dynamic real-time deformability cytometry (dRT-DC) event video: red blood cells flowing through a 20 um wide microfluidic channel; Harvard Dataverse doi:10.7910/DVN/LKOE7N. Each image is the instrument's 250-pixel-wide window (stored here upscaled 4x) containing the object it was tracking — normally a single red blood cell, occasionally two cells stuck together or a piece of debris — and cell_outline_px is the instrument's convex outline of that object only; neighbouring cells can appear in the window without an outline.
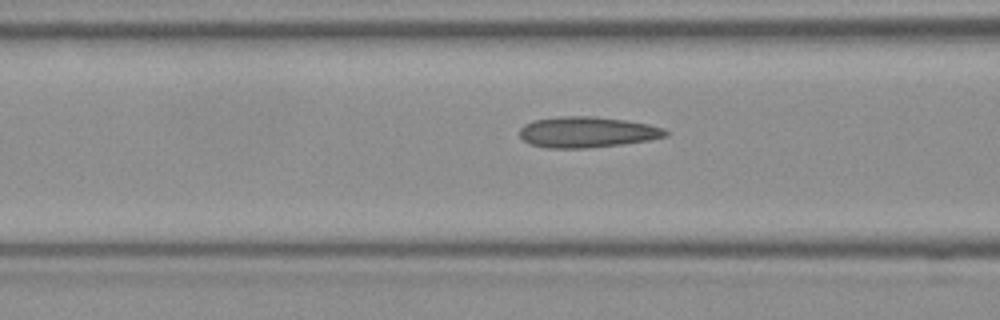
{"species": "Egyptian fruit bat (a non-hibernating species)", "species_latin": "Rousettus aegyptiacus", "temperature_condition": "room temperature", "stored_images_in_passage": 13, "camera_frame_rate_fps": 3000, "um_per_image_px": 0.085, "frame": {"image": 1, "passage_image": 4, "time_ms": 1.0, "image_size_px": [1000, 320], "cell_outline_px": [[668, 136], [648, 140], [624, 144], [588, 148], [548, 148], [532, 144], [524, 140], [520, 136], [520, 128], [524, 124], [536, 120], [564, 116], [592, 116], [624, 120], [648, 124], [664, 128], [668, 132]], "centroid_in_image_um": [49.93, 11.23], "position_along_channel_um": 116.7, "area_um2": 26.07}}
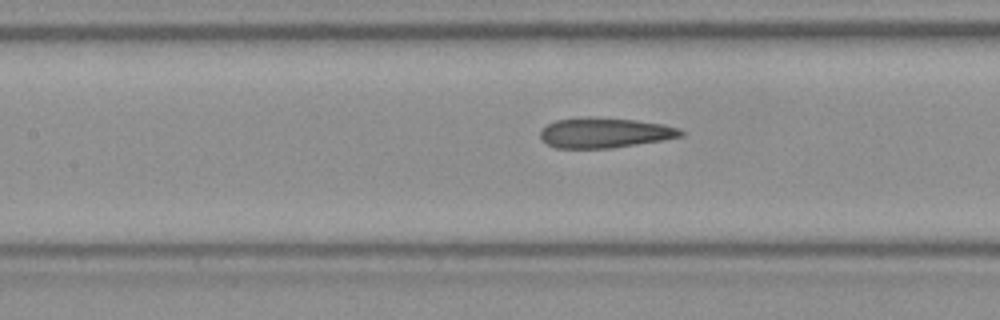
{"frame": {"image": 2, "passage_image": 7, "time_ms": 2.0, "image_size_px": [1000, 320], "cell_outline_px": [[684, 136], [612, 148], [556, 148], [540, 140], [540, 132], [548, 124], [556, 120], [588, 116], [636, 120], [664, 124], [680, 128], [684, 132]], "centroid_in_image_um": [51.4, 11.28], "position_along_channel_um": 156.0, "area_um2": 24.74}}
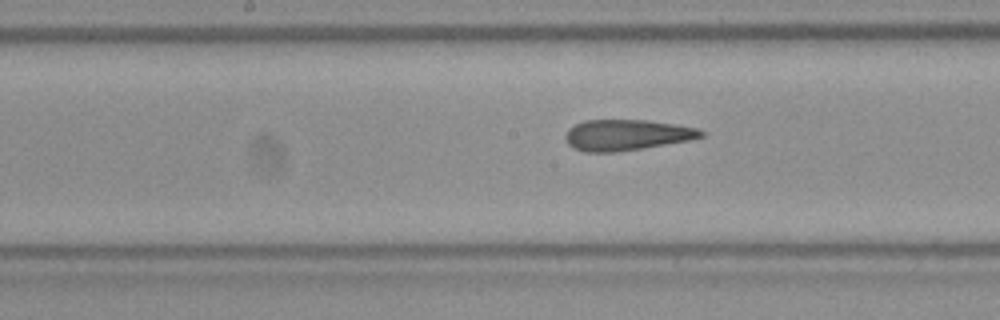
{"frame": {"image": 3, "passage_image": 10, "time_ms": 3.0, "image_size_px": [1000, 320], "cell_outline_px": [[704, 136], [688, 140], [644, 148], [616, 152], [584, 152], [572, 148], [568, 144], [564, 136], [568, 128], [584, 120], [648, 120], [676, 124], [700, 128], [704, 132]], "centroid_in_image_um": [53.25, 11.47], "position_along_channel_um": 195.0, "area_um2": 24.57}}